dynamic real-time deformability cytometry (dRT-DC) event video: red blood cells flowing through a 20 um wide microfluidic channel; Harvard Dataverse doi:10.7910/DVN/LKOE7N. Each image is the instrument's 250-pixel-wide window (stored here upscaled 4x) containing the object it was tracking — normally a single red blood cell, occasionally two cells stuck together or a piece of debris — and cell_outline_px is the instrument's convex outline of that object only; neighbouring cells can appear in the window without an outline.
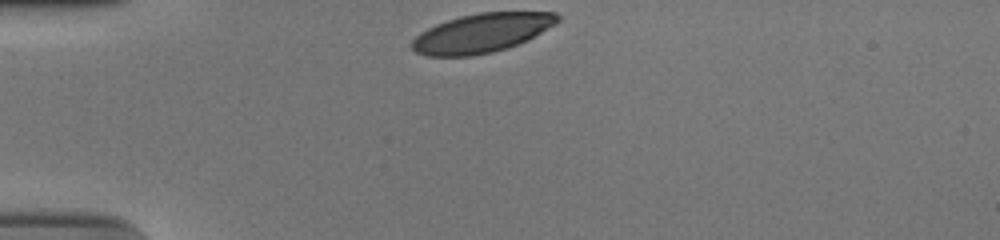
{"species": "human", "species_latin": "Homo sapiens", "temperature_condition": "cold", "stored_images_in_passage": 32, "camera_frame_rate_fps": 3000, "um_per_image_px": 0.085, "donor": {"sex": "male"}, "frame": {"image": 1, "passage_image": 1, "time_ms": 0.0, "image_size_px": [1000, 240], "cell_outline_px": [[560, 20], [556, 24], [528, 40], [520, 44], [508, 48], [492, 52], [472, 56], [428, 56], [416, 52], [412, 48], [412, 40], [420, 32], [436, 24], [460, 16], [480, 12], [556, 12], [560, 16]], "centroid_in_image_um": [40.98, 2.81], "position_along_channel_um": 44.0, "area_um2": 33.23}}
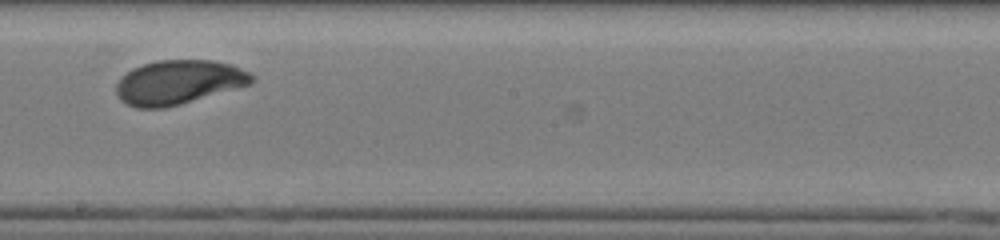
{"frame": {"image": 2, "passage_image": 19, "time_ms": 6.0, "image_size_px": [1000, 240], "cell_outline_px": [[256, 80], [252, 84], [180, 104], [164, 108], [136, 108], [120, 100], [116, 92], [116, 84], [120, 76], [132, 68], [144, 64], [160, 60], [212, 60], [232, 64], [256, 76]], "centroid_in_image_um": [15.19, 6.99], "position_along_channel_um": 233.0, "area_um2": 35.08}}
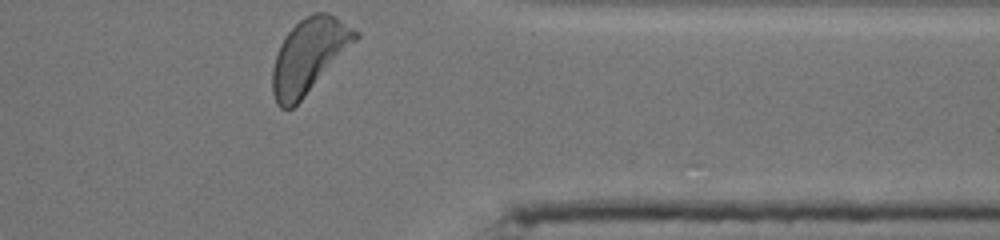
{"frame": {"image": 3, "passage_image": 32, "time_ms": 10.333, "image_size_px": [1000, 240], "cell_outline_px": [[360, 36], [304, 96], [292, 108], [280, 108], [276, 104], [272, 92], [272, 68], [280, 44], [288, 32], [304, 16], [316, 12], [328, 12], [336, 16], [360, 32]], "centroid_in_image_um": [26.25, 4.71], "position_along_channel_um": 385.1, "area_um2": 35.37}, "authors_computed_cell_mechanics": {"area_um2": 34.969, "velocity_mm_per_s": 3.6977, "shape_relaxation_time_tau1_ms": 2.1506, "shape_relaxation_time_tau2_ms": null, "deformation_change_tau1": 0.1269, "deformation_change_tau2": null}}